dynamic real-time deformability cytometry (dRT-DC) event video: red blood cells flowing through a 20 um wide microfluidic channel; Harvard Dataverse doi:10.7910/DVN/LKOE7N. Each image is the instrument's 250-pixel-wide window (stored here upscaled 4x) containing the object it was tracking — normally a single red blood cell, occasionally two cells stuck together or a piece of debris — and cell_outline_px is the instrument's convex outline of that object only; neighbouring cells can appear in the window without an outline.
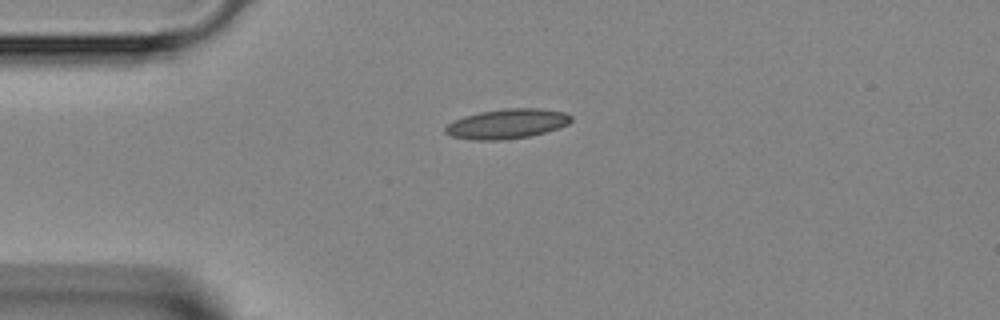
{"species": "Egyptian fruit bat (a non-hibernating species)", "species_latin": "Rousettus aegyptiacus", "temperature_condition": "room temperature", "stored_images_in_passage": 35, "camera_frame_rate_fps": 3000, "um_per_image_px": 0.085, "animal": {"sex": "female"}, "frame": {"image": 1, "passage_image": 1, "time_ms": 0.0, "image_size_px": [1000, 320], "cell_outline_px": [[572, 120], [568, 124], [544, 132], [528, 136], [504, 140], [476, 140], [452, 136], [444, 132], [444, 128], [448, 124], [464, 116], [480, 112], [504, 108], [536, 108], [564, 112], [572, 116]], "centroid_in_image_um": [43.09, 10.52], "position_along_channel_um": 41.9, "area_um2": 21.56}}
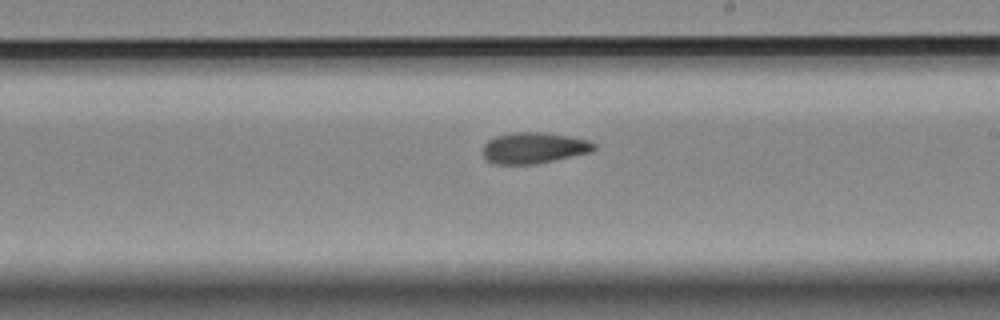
{"frame": {"image": 2, "passage_image": 16, "time_ms": 5.0, "image_size_px": [1000, 320], "cell_outline_px": [[596, 148], [592, 152], [536, 164], [496, 164], [488, 160], [484, 156], [484, 144], [488, 140], [496, 136], [512, 132], [544, 132], [568, 136], [588, 140], [596, 144]], "centroid_in_image_um": [45.4, 12.57], "position_along_channel_um": 243.6, "area_um2": 20.11}}
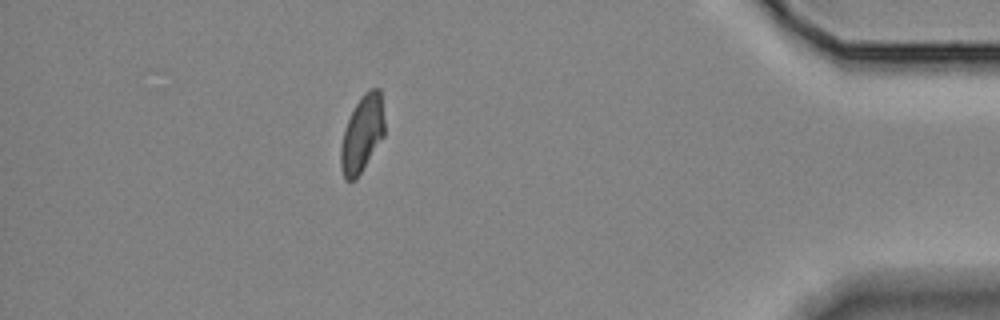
{"frame": {"image": 3, "passage_image": 30, "time_ms": 9.667, "image_size_px": [1000, 320], "cell_outline_px": [[384, 136], [356, 180], [348, 180], [344, 176], [340, 168], [340, 148], [344, 132], [348, 120], [356, 104], [364, 92], [372, 88], [380, 88], [384, 120]], "centroid_in_image_um": [30.78, 11.39], "position_along_channel_um": 404.4, "area_um2": 19.36}}